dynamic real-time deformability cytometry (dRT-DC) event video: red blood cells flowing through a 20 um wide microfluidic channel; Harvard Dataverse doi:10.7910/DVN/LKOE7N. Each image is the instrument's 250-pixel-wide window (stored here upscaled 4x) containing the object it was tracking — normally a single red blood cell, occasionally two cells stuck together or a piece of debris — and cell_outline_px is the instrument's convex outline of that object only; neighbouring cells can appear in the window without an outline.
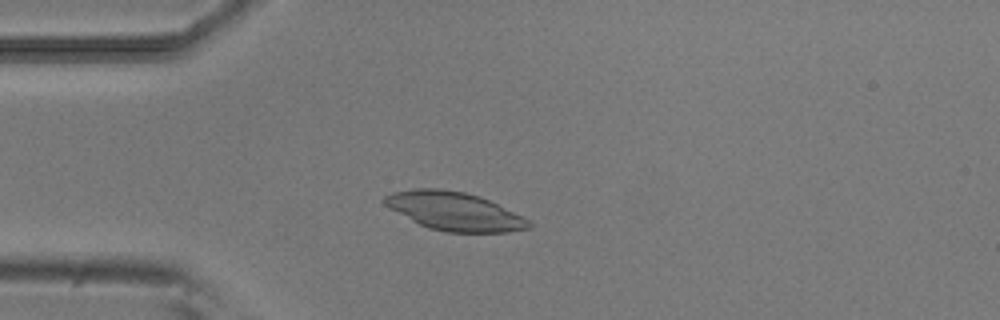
{"species": "common noctule bat (a hibernating species)", "species_latin": "Nyctalus noctula", "temperature_condition": "room temperature", "stored_images_in_passage": 45, "camera_frame_rate_fps": 3000, "um_per_image_px": 0.085, "animal": {"sex": "male", "body_mass_g": 20.5, "forearm_length_mm": 52.5}, "frame": {"image": 1, "passage_image": 11, "time_ms": 3.333, "image_size_px": [1000, 320], "cell_outline_px": [[532, 228], [508, 232], [448, 232], [428, 228], [412, 220], [384, 204], [380, 200], [384, 196], [392, 192], [416, 188], [436, 188], [464, 192], [480, 196], [524, 216], [532, 220]], "centroid_in_image_um": [38.67, 17.95], "position_along_channel_um": 46.3, "area_um2": 32.31}}
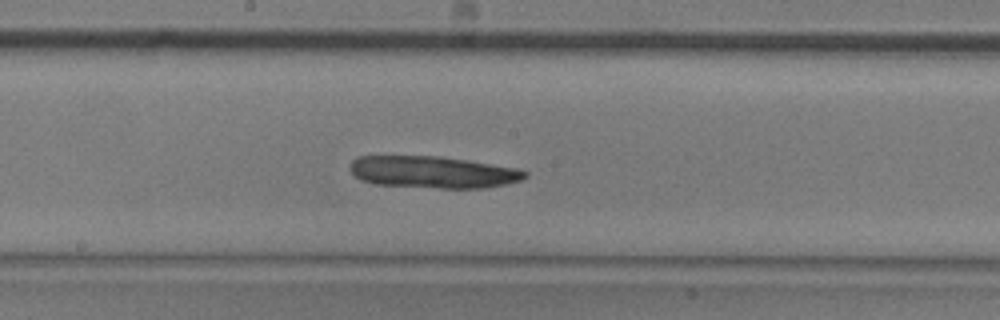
{"frame": {"image": 2, "passage_image": 25, "time_ms": 8.0, "image_size_px": [1000, 320], "cell_outline_px": [[528, 176], [520, 180], [504, 184], [484, 188], [440, 188], [376, 184], [360, 180], [348, 168], [352, 160], [356, 156], [440, 156], [468, 160], [516, 168], [528, 172]], "centroid_in_image_um": [36.77, 14.62], "position_along_channel_um": 211.4, "area_um2": 32.54}}
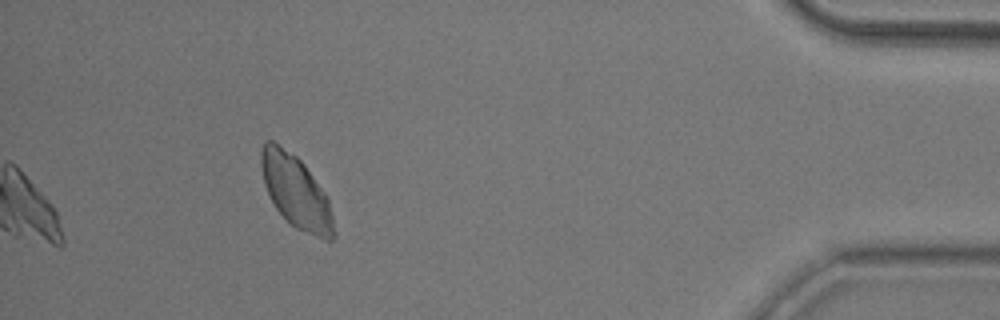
{"frame": {"image": 3, "passage_image": 45, "time_ms": 14.667, "image_size_px": [1000, 320], "cell_outline_px": [[336, 236], [332, 240], [324, 240], [296, 228], [276, 208], [264, 184], [260, 164], [260, 152], [264, 140], [272, 140], [296, 156], [304, 164], [328, 196]], "centroid_in_image_um": [25.17, 16.28], "position_along_channel_um": 410.0, "area_um2": 30.69}}